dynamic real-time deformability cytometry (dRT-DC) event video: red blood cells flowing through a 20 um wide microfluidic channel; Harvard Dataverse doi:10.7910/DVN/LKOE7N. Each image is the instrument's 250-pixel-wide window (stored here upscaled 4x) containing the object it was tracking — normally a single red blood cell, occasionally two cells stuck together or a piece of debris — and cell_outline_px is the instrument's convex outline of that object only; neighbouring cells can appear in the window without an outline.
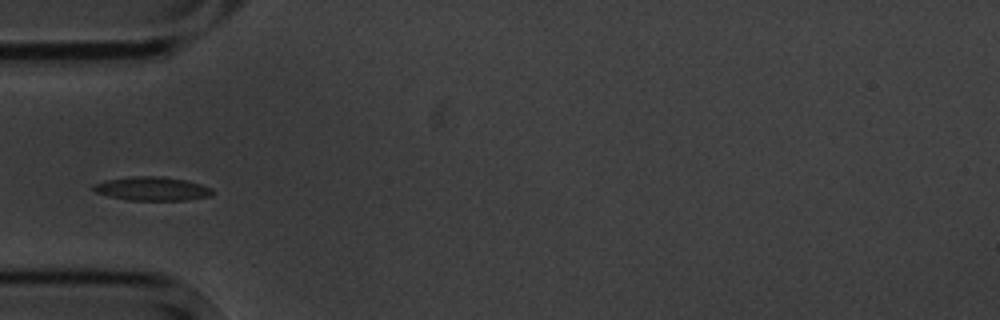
{"species": "common noctule bat (a hibernating species)", "species_latin": "Nyctalus noctula", "temperature_condition": "cold", "stored_images_in_passage": 2, "camera_frame_rate_fps": 3000, "um_per_image_px": 0.085, "animal": {"sex": "male", "body_mass_g": 20.1, "forearm_length_mm": 53.5}, "frame": {"image": 1, "passage_image": 1, "time_ms": 0.0, "image_size_px": [1000, 320], "cell_outline_px": [[216, 192], [212, 196], [184, 200], [128, 200], [108, 196], [96, 192], [92, 188], [92, 184], [104, 180], [132, 176], [160, 176], [184, 180], [200, 184], [212, 188]], "centroid_in_image_um": [12.92, 16.04], "position_along_channel_um": 72.1, "area_um2": 16.59}}
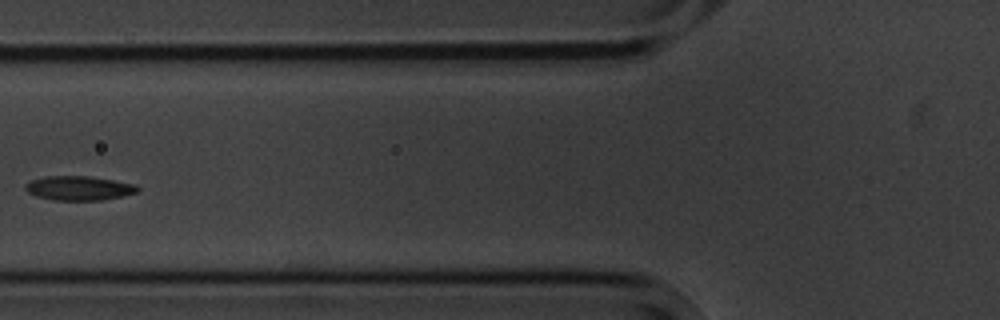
{"frame": {"image": 2, "passage_image": 2, "time_ms": 1.333, "image_size_px": [1000, 320], "cell_outline_px": [[140, 188], [136, 192], [120, 196], [100, 200], [56, 200], [36, 196], [28, 192], [24, 188], [24, 184], [32, 180], [44, 176], [88, 176], [136, 184]], "centroid_in_image_um": [6.67, 15.98], "position_along_channel_um": 119.1, "area_um2": 15.72}}